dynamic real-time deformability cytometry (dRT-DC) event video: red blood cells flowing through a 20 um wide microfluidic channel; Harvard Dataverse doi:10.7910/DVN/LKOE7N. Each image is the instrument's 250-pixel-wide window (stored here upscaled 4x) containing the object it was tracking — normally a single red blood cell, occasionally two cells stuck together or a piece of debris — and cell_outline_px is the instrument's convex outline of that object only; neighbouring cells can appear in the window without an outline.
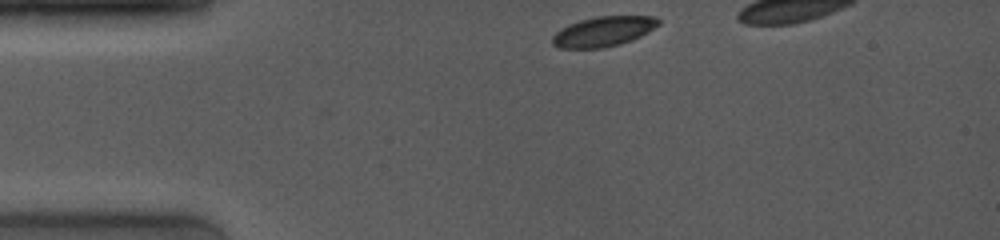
{"species": "common noctule bat (a hibernating species)", "species_latin": "Nyctalus noctula", "temperature_condition": "room temperature", "stored_images_in_passage": 31, "camera_frame_rate_fps": 4000, "um_per_image_px": 0.085, "animal": {"sex": "female", "body_mass_g": 19.0, "forearm_length_mm": 53.3}, "frame": {"image": 1, "passage_image": 1, "time_ms": 0.0, "image_size_px": [1000, 240], "cell_outline_px": [[660, 24], [648, 32], [632, 40], [620, 44], [600, 48], [560, 48], [552, 44], [552, 36], [556, 32], [568, 24], [580, 20], [596, 16], [656, 16], [660, 20]], "centroid_in_image_um": [51.29, 2.67], "position_along_channel_um": 33.7, "area_um2": 18.55}}
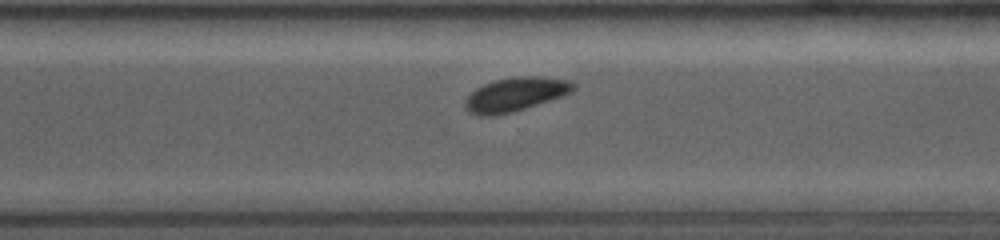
{"frame": {"image": 2, "passage_image": 23, "time_ms": 8.5, "image_size_px": [1000, 240], "cell_outline_px": [[576, 88], [560, 96], [512, 112], [496, 116], [476, 116], [468, 112], [464, 108], [464, 100], [476, 88], [484, 84], [496, 80], [520, 76], [536, 76], [572, 80], [576, 84]], "centroid_in_image_um": [43.75, 8.03], "position_along_channel_um": 326.8, "area_um2": 21.21}}
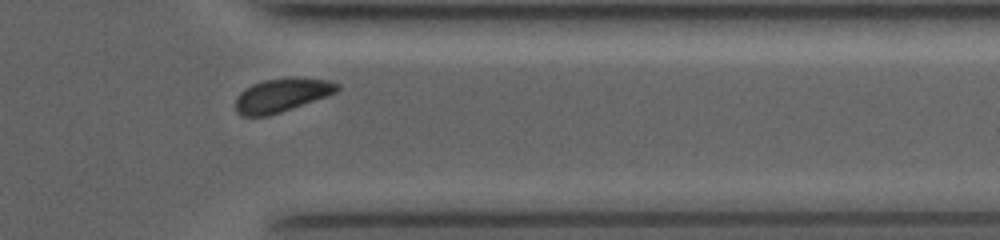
{"frame": {"image": 3, "passage_image": 27, "time_ms": 10.0, "image_size_px": [1000, 240], "cell_outline_px": [[340, 88], [336, 92], [280, 112], [268, 116], [240, 116], [236, 112], [236, 96], [244, 88], [252, 84], [264, 80], [328, 80], [340, 84]], "centroid_in_image_um": [23.86, 8.13], "position_along_channel_um": 387.5, "area_um2": 19.02}}